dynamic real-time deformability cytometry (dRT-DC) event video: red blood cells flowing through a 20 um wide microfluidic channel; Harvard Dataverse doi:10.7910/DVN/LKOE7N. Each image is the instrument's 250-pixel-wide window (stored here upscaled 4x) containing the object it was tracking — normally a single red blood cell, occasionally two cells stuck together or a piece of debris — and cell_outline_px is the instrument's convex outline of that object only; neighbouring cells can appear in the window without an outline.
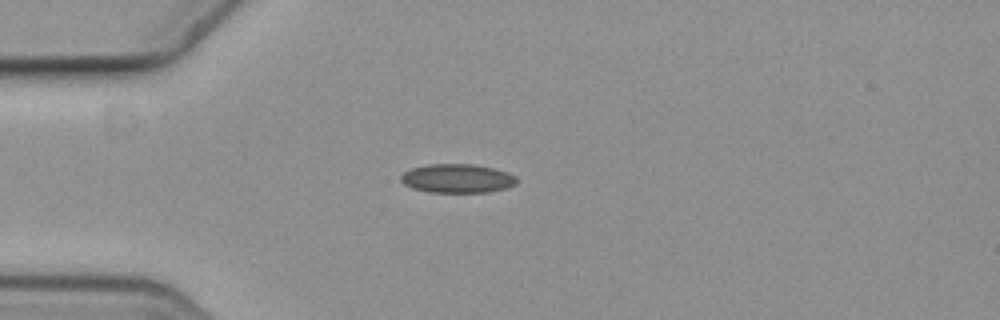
{"species": "common noctule bat (a hibernating species)", "species_latin": "Nyctalus noctula", "temperature_condition": "cold", "stored_images_in_passage": 6, "camera_frame_rate_fps": 3000, "um_per_image_px": 0.085, "animal": {"sex": "female", "body_mass_g": 19.3, "forearm_length_mm": 54.1}, "frame": {"image": 1, "passage_image": 1, "time_ms": 0.0, "image_size_px": [1000, 320], "cell_outline_px": [[516, 184], [504, 188], [488, 192], [432, 192], [412, 188], [404, 184], [400, 180], [400, 176], [404, 172], [412, 168], [428, 164], [476, 164], [496, 168], [516, 176]], "centroid_in_image_um": [38.86, 15.15], "position_along_channel_um": 46.1, "area_um2": 19.48}}
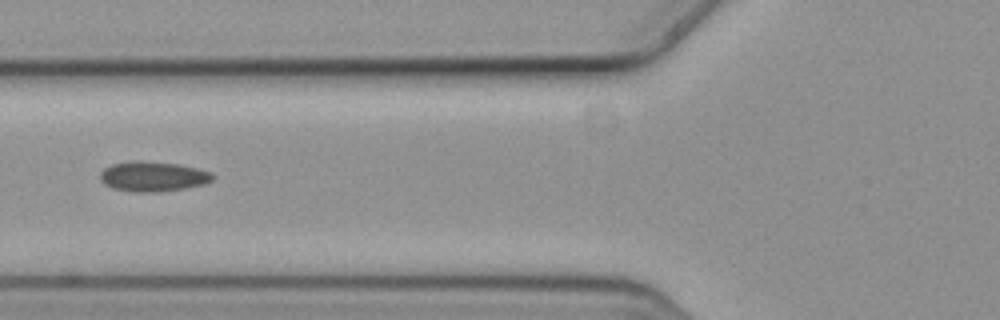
{"frame": {"image": 2, "passage_image": 3, "time_ms": 0.667, "image_size_px": [1000, 320], "cell_outline_px": [[216, 176], [212, 180], [204, 184], [184, 188], [160, 192], [136, 192], [112, 188], [104, 184], [100, 180], [100, 172], [104, 168], [112, 164], [136, 160], [176, 164], [196, 168], [212, 172]], "centroid_in_image_um": [12.99, 15.0], "position_along_channel_um": 112.8, "area_um2": 19.65}}
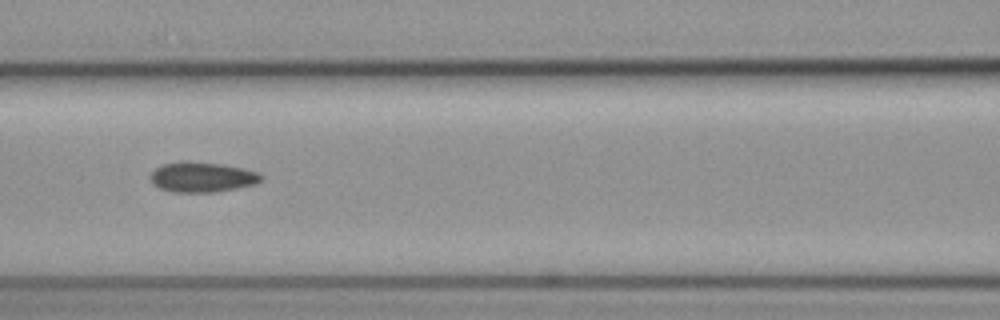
{"frame": {"image": 3, "passage_image": 4, "time_ms": 1.0, "image_size_px": [1000, 320], "cell_outline_px": [[264, 176], [256, 184], [216, 192], [172, 192], [160, 188], [152, 184], [152, 172], [156, 168], [164, 164], [184, 160], [188, 160], [220, 164], [244, 168], [260, 172]], "centroid_in_image_um": [17.21, 15.04], "position_along_channel_um": 149.4, "area_um2": 19.54}}